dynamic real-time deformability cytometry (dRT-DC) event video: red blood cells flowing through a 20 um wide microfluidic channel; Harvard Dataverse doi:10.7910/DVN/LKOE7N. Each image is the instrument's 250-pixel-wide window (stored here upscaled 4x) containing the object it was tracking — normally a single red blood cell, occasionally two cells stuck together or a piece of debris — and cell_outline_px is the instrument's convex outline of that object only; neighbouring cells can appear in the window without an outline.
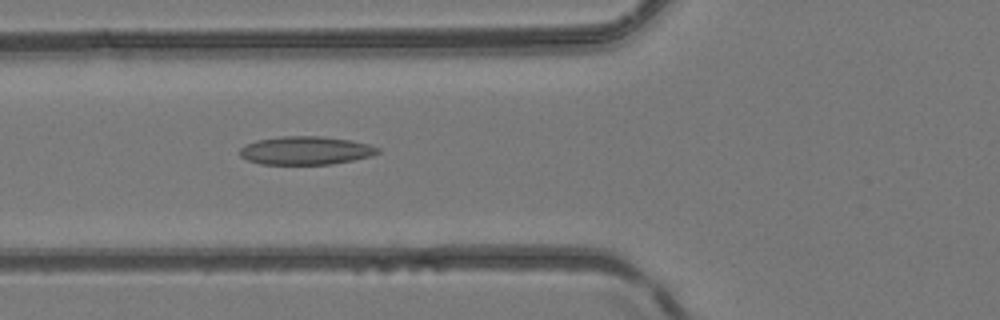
{"species": "common noctule bat (a hibernating species)", "species_latin": "Nyctalus noctula", "temperature_condition": "room temperature", "stored_images_in_passage": 3, "camera_frame_rate_fps": 3000, "um_per_image_px": 0.085, "animal": {"sex": "female", "body_mass_g": 24.6, "forearm_length_mm": 56.2}, "frame": {"image": 1, "passage_image": 3, "time_ms": 2.333, "image_size_px": [1000, 320], "cell_outline_px": [[380, 152], [372, 156], [332, 164], [260, 164], [248, 160], [240, 156], [240, 148], [244, 144], [256, 140], [280, 136], [320, 136], [348, 140], [368, 144], [380, 148]], "centroid_in_image_um": [25.96, 12.79], "position_along_channel_um": 99.8, "area_um2": 22.77}}